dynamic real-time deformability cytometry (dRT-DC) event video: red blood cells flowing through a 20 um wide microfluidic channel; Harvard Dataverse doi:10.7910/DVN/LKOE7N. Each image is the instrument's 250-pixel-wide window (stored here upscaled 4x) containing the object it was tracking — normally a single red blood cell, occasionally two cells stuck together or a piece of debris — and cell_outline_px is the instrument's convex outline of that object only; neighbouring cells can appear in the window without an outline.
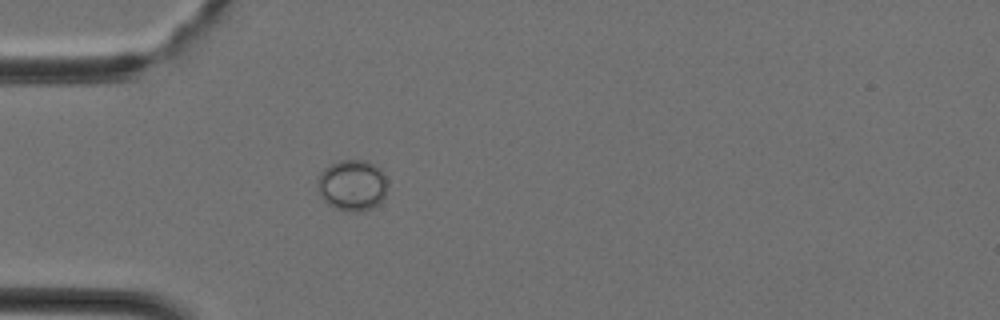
{"species": "Egyptian fruit bat (a non-hibernating species)", "species_latin": "Rousettus aegyptiacus", "temperature_condition": "cold", "stored_images_in_passage": 28, "camera_frame_rate_fps": 3000, "um_per_image_px": 0.085, "animal": {"sex": "female"}, "frame": {"image": 1, "passage_image": 1, "time_ms": 0.0, "image_size_px": [1000, 320], "cell_outline_px": [[388, 184], [384, 196], [376, 204], [360, 212], [336, 208], [328, 204], [320, 196], [320, 172], [324, 168], [340, 160], [368, 160], [380, 168], [388, 180]], "centroid_in_image_um": [29.98, 15.71], "position_along_channel_um": 55.0, "area_um2": 20.46}}
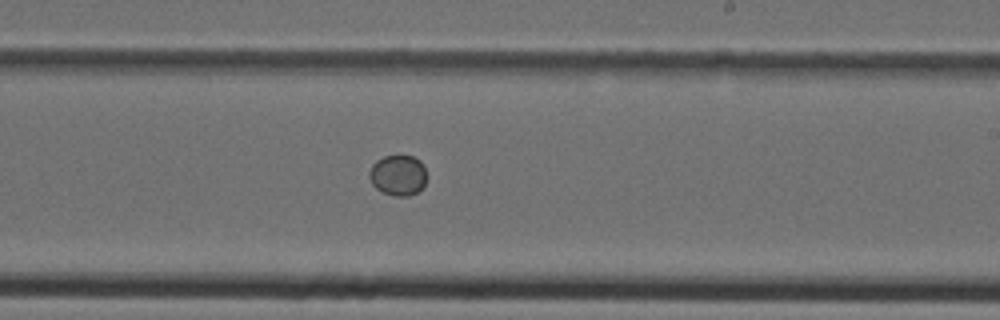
{"frame": {"image": 2, "passage_image": 13, "time_ms": 4.0, "image_size_px": [1000, 320], "cell_outline_px": [[428, 176], [424, 188], [420, 192], [408, 196], [392, 196], [376, 188], [372, 184], [368, 176], [368, 172], [372, 164], [376, 160], [384, 156], [412, 156], [420, 160]], "centroid_in_image_um": [33.86, 14.91], "position_along_channel_um": 255.1, "area_um2": 13.93}}
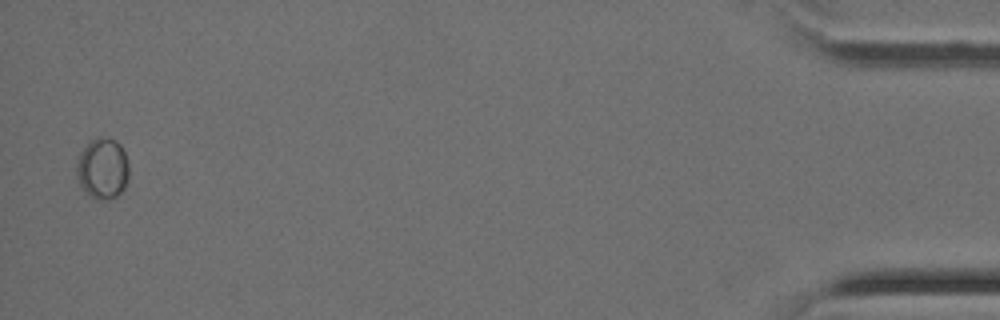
{"frame": {"image": 3, "passage_image": 28, "time_ms": 9.0, "image_size_px": [1000, 320], "cell_outline_px": [[128, 180], [124, 188], [116, 196], [108, 200], [96, 200], [88, 196], [80, 184], [76, 176], [76, 164], [80, 152], [88, 140], [116, 140], [120, 144], [128, 160]], "centroid_in_image_um": [8.7, 14.37], "position_along_channel_um": 426.5, "area_um2": 18.61}}